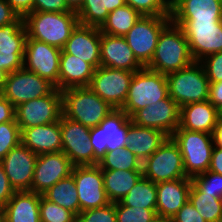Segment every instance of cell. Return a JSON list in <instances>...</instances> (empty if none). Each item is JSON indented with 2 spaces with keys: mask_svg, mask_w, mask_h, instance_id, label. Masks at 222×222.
<instances>
[{
  "mask_svg": "<svg viewBox=\"0 0 222 222\" xmlns=\"http://www.w3.org/2000/svg\"><path fill=\"white\" fill-rule=\"evenodd\" d=\"M193 62L186 35L180 26L171 21L162 30L153 58L146 68L167 75Z\"/></svg>",
  "mask_w": 222,
  "mask_h": 222,
  "instance_id": "1",
  "label": "cell"
},
{
  "mask_svg": "<svg viewBox=\"0 0 222 222\" xmlns=\"http://www.w3.org/2000/svg\"><path fill=\"white\" fill-rule=\"evenodd\" d=\"M27 38L47 43L62 49L72 31L79 24L76 11L36 12L23 18Z\"/></svg>",
  "mask_w": 222,
  "mask_h": 222,
  "instance_id": "2",
  "label": "cell"
},
{
  "mask_svg": "<svg viewBox=\"0 0 222 222\" xmlns=\"http://www.w3.org/2000/svg\"><path fill=\"white\" fill-rule=\"evenodd\" d=\"M61 93L63 115L89 128L98 126L114 110L88 86L65 89Z\"/></svg>",
  "mask_w": 222,
  "mask_h": 222,
  "instance_id": "3",
  "label": "cell"
},
{
  "mask_svg": "<svg viewBox=\"0 0 222 222\" xmlns=\"http://www.w3.org/2000/svg\"><path fill=\"white\" fill-rule=\"evenodd\" d=\"M166 79L168 95L179 107L208 100L210 81L199 61H194L179 71L168 73Z\"/></svg>",
  "mask_w": 222,
  "mask_h": 222,
  "instance_id": "4",
  "label": "cell"
},
{
  "mask_svg": "<svg viewBox=\"0 0 222 222\" xmlns=\"http://www.w3.org/2000/svg\"><path fill=\"white\" fill-rule=\"evenodd\" d=\"M167 96L166 75L144 67L134 72L124 106L121 109L131 117L136 111L157 103Z\"/></svg>",
  "mask_w": 222,
  "mask_h": 222,
  "instance_id": "5",
  "label": "cell"
},
{
  "mask_svg": "<svg viewBox=\"0 0 222 222\" xmlns=\"http://www.w3.org/2000/svg\"><path fill=\"white\" fill-rule=\"evenodd\" d=\"M171 137L180 148L187 177L208 171L214 148L212 134L177 128Z\"/></svg>",
  "mask_w": 222,
  "mask_h": 222,
  "instance_id": "6",
  "label": "cell"
},
{
  "mask_svg": "<svg viewBox=\"0 0 222 222\" xmlns=\"http://www.w3.org/2000/svg\"><path fill=\"white\" fill-rule=\"evenodd\" d=\"M130 125V117L122 109H114L98 126L90 129L94 165H98L106 152L126 147Z\"/></svg>",
  "mask_w": 222,
  "mask_h": 222,
  "instance_id": "7",
  "label": "cell"
},
{
  "mask_svg": "<svg viewBox=\"0 0 222 222\" xmlns=\"http://www.w3.org/2000/svg\"><path fill=\"white\" fill-rule=\"evenodd\" d=\"M142 174L155 184L189 178L185 174L180 148L172 137H167L159 148L142 162Z\"/></svg>",
  "mask_w": 222,
  "mask_h": 222,
  "instance_id": "8",
  "label": "cell"
},
{
  "mask_svg": "<svg viewBox=\"0 0 222 222\" xmlns=\"http://www.w3.org/2000/svg\"><path fill=\"white\" fill-rule=\"evenodd\" d=\"M170 22V16H141L124 35L136 59L144 67L153 58L159 36Z\"/></svg>",
  "mask_w": 222,
  "mask_h": 222,
  "instance_id": "9",
  "label": "cell"
},
{
  "mask_svg": "<svg viewBox=\"0 0 222 222\" xmlns=\"http://www.w3.org/2000/svg\"><path fill=\"white\" fill-rule=\"evenodd\" d=\"M180 26L194 61L222 51V21H172Z\"/></svg>",
  "mask_w": 222,
  "mask_h": 222,
  "instance_id": "10",
  "label": "cell"
},
{
  "mask_svg": "<svg viewBox=\"0 0 222 222\" xmlns=\"http://www.w3.org/2000/svg\"><path fill=\"white\" fill-rule=\"evenodd\" d=\"M62 115V93L57 88L49 95L29 100L15 107V121L20 131L59 121Z\"/></svg>",
  "mask_w": 222,
  "mask_h": 222,
  "instance_id": "11",
  "label": "cell"
},
{
  "mask_svg": "<svg viewBox=\"0 0 222 222\" xmlns=\"http://www.w3.org/2000/svg\"><path fill=\"white\" fill-rule=\"evenodd\" d=\"M56 86L38 74L24 67L8 74L1 93L14 107L51 94Z\"/></svg>",
  "mask_w": 222,
  "mask_h": 222,
  "instance_id": "12",
  "label": "cell"
},
{
  "mask_svg": "<svg viewBox=\"0 0 222 222\" xmlns=\"http://www.w3.org/2000/svg\"><path fill=\"white\" fill-rule=\"evenodd\" d=\"M133 76V71L99 66L88 87L114 109H121Z\"/></svg>",
  "mask_w": 222,
  "mask_h": 222,
  "instance_id": "13",
  "label": "cell"
},
{
  "mask_svg": "<svg viewBox=\"0 0 222 222\" xmlns=\"http://www.w3.org/2000/svg\"><path fill=\"white\" fill-rule=\"evenodd\" d=\"M61 51L58 47L26 38L23 67L49 80L59 90Z\"/></svg>",
  "mask_w": 222,
  "mask_h": 222,
  "instance_id": "14",
  "label": "cell"
},
{
  "mask_svg": "<svg viewBox=\"0 0 222 222\" xmlns=\"http://www.w3.org/2000/svg\"><path fill=\"white\" fill-rule=\"evenodd\" d=\"M62 152L74 166L94 165V149L90 143V129L64 115L60 118Z\"/></svg>",
  "mask_w": 222,
  "mask_h": 222,
  "instance_id": "15",
  "label": "cell"
},
{
  "mask_svg": "<svg viewBox=\"0 0 222 222\" xmlns=\"http://www.w3.org/2000/svg\"><path fill=\"white\" fill-rule=\"evenodd\" d=\"M72 175L76 183L80 212L110 203L104 189L102 169L98 165L74 166Z\"/></svg>",
  "mask_w": 222,
  "mask_h": 222,
  "instance_id": "16",
  "label": "cell"
},
{
  "mask_svg": "<svg viewBox=\"0 0 222 222\" xmlns=\"http://www.w3.org/2000/svg\"><path fill=\"white\" fill-rule=\"evenodd\" d=\"M131 121L142 127L155 128L171 137L180 123V107L168 95L165 99L136 111Z\"/></svg>",
  "mask_w": 222,
  "mask_h": 222,
  "instance_id": "17",
  "label": "cell"
},
{
  "mask_svg": "<svg viewBox=\"0 0 222 222\" xmlns=\"http://www.w3.org/2000/svg\"><path fill=\"white\" fill-rule=\"evenodd\" d=\"M74 165L61 151L37 156L30 191L43 194L54 184L72 174Z\"/></svg>",
  "mask_w": 222,
  "mask_h": 222,
  "instance_id": "18",
  "label": "cell"
},
{
  "mask_svg": "<svg viewBox=\"0 0 222 222\" xmlns=\"http://www.w3.org/2000/svg\"><path fill=\"white\" fill-rule=\"evenodd\" d=\"M27 31L23 17L0 27V68L8 73L23 68Z\"/></svg>",
  "mask_w": 222,
  "mask_h": 222,
  "instance_id": "19",
  "label": "cell"
},
{
  "mask_svg": "<svg viewBox=\"0 0 222 222\" xmlns=\"http://www.w3.org/2000/svg\"><path fill=\"white\" fill-rule=\"evenodd\" d=\"M37 154L20 143L0 161L15 191H30Z\"/></svg>",
  "mask_w": 222,
  "mask_h": 222,
  "instance_id": "20",
  "label": "cell"
},
{
  "mask_svg": "<svg viewBox=\"0 0 222 222\" xmlns=\"http://www.w3.org/2000/svg\"><path fill=\"white\" fill-rule=\"evenodd\" d=\"M101 31L99 27L78 24L62 50L90 63L95 69L100 65Z\"/></svg>",
  "mask_w": 222,
  "mask_h": 222,
  "instance_id": "21",
  "label": "cell"
},
{
  "mask_svg": "<svg viewBox=\"0 0 222 222\" xmlns=\"http://www.w3.org/2000/svg\"><path fill=\"white\" fill-rule=\"evenodd\" d=\"M100 66L136 72L144 66L136 59L124 36L101 33Z\"/></svg>",
  "mask_w": 222,
  "mask_h": 222,
  "instance_id": "22",
  "label": "cell"
},
{
  "mask_svg": "<svg viewBox=\"0 0 222 222\" xmlns=\"http://www.w3.org/2000/svg\"><path fill=\"white\" fill-rule=\"evenodd\" d=\"M191 185V178L157 183L156 214L166 218H173L189 200Z\"/></svg>",
  "mask_w": 222,
  "mask_h": 222,
  "instance_id": "23",
  "label": "cell"
},
{
  "mask_svg": "<svg viewBox=\"0 0 222 222\" xmlns=\"http://www.w3.org/2000/svg\"><path fill=\"white\" fill-rule=\"evenodd\" d=\"M21 143L37 155L62 151L60 120L21 131Z\"/></svg>",
  "mask_w": 222,
  "mask_h": 222,
  "instance_id": "24",
  "label": "cell"
},
{
  "mask_svg": "<svg viewBox=\"0 0 222 222\" xmlns=\"http://www.w3.org/2000/svg\"><path fill=\"white\" fill-rule=\"evenodd\" d=\"M171 21H222V0H178Z\"/></svg>",
  "mask_w": 222,
  "mask_h": 222,
  "instance_id": "25",
  "label": "cell"
},
{
  "mask_svg": "<svg viewBox=\"0 0 222 222\" xmlns=\"http://www.w3.org/2000/svg\"><path fill=\"white\" fill-rule=\"evenodd\" d=\"M220 111L209 100L190 103L180 107V123L178 128L212 134Z\"/></svg>",
  "mask_w": 222,
  "mask_h": 222,
  "instance_id": "26",
  "label": "cell"
},
{
  "mask_svg": "<svg viewBox=\"0 0 222 222\" xmlns=\"http://www.w3.org/2000/svg\"><path fill=\"white\" fill-rule=\"evenodd\" d=\"M95 68L75 55L65 53L60 55L59 90L89 86Z\"/></svg>",
  "mask_w": 222,
  "mask_h": 222,
  "instance_id": "27",
  "label": "cell"
},
{
  "mask_svg": "<svg viewBox=\"0 0 222 222\" xmlns=\"http://www.w3.org/2000/svg\"><path fill=\"white\" fill-rule=\"evenodd\" d=\"M41 196L33 191H15L4 207L5 222H41Z\"/></svg>",
  "mask_w": 222,
  "mask_h": 222,
  "instance_id": "28",
  "label": "cell"
},
{
  "mask_svg": "<svg viewBox=\"0 0 222 222\" xmlns=\"http://www.w3.org/2000/svg\"><path fill=\"white\" fill-rule=\"evenodd\" d=\"M168 136L162 131L136 125L131 121L127 133V145L131 152L143 162L151 156Z\"/></svg>",
  "mask_w": 222,
  "mask_h": 222,
  "instance_id": "29",
  "label": "cell"
},
{
  "mask_svg": "<svg viewBox=\"0 0 222 222\" xmlns=\"http://www.w3.org/2000/svg\"><path fill=\"white\" fill-rule=\"evenodd\" d=\"M105 193L110 202H118L143 176L142 170H102Z\"/></svg>",
  "mask_w": 222,
  "mask_h": 222,
  "instance_id": "30",
  "label": "cell"
},
{
  "mask_svg": "<svg viewBox=\"0 0 222 222\" xmlns=\"http://www.w3.org/2000/svg\"><path fill=\"white\" fill-rule=\"evenodd\" d=\"M42 196L48 201L70 210L76 216L80 213L76 183L72 174L58 181Z\"/></svg>",
  "mask_w": 222,
  "mask_h": 222,
  "instance_id": "31",
  "label": "cell"
},
{
  "mask_svg": "<svg viewBox=\"0 0 222 222\" xmlns=\"http://www.w3.org/2000/svg\"><path fill=\"white\" fill-rule=\"evenodd\" d=\"M142 15L125 4L109 12L106 21L100 27L101 33L113 36H124Z\"/></svg>",
  "mask_w": 222,
  "mask_h": 222,
  "instance_id": "32",
  "label": "cell"
},
{
  "mask_svg": "<svg viewBox=\"0 0 222 222\" xmlns=\"http://www.w3.org/2000/svg\"><path fill=\"white\" fill-rule=\"evenodd\" d=\"M120 202L125 206L156 209V184L142 176Z\"/></svg>",
  "mask_w": 222,
  "mask_h": 222,
  "instance_id": "33",
  "label": "cell"
},
{
  "mask_svg": "<svg viewBox=\"0 0 222 222\" xmlns=\"http://www.w3.org/2000/svg\"><path fill=\"white\" fill-rule=\"evenodd\" d=\"M189 201L206 222H222V199L216 195L202 193L192 183Z\"/></svg>",
  "mask_w": 222,
  "mask_h": 222,
  "instance_id": "34",
  "label": "cell"
},
{
  "mask_svg": "<svg viewBox=\"0 0 222 222\" xmlns=\"http://www.w3.org/2000/svg\"><path fill=\"white\" fill-rule=\"evenodd\" d=\"M98 166L102 170H142V162L128 147L106 152Z\"/></svg>",
  "mask_w": 222,
  "mask_h": 222,
  "instance_id": "35",
  "label": "cell"
},
{
  "mask_svg": "<svg viewBox=\"0 0 222 222\" xmlns=\"http://www.w3.org/2000/svg\"><path fill=\"white\" fill-rule=\"evenodd\" d=\"M105 6L106 0H84L76 11L79 24L100 28L109 14Z\"/></svg>",
  "mask_w": 222,
  "mask_h": 222,
  "instance_id": "36",
  "label": "cell"
},
{
  "mask_svg": "<svg viewBox=\"0 0 222 222\" xmlns=\"http://www.w3.org/2000/svg\"><path fill=\"white\" fill-rule=\"evenodd\" d=\"M41 222H76L77 216L70 210L40 197Z\"/></svg>",
  "mask_w": 222,
  "mask_h": 222,
  "instance_id": "37",
  "label": "cell"
},
{
  "mask_svg": "<svg viewBox=\"0 0 222 222\" xmlns=\"http://www.w3.org/2000/svg\"><path fill=\"white\" fill-rule=\"evenodd\" d=\"M117 222H149L157 214L156 209L125 206L120 201L115 202Z\"/></svg>",
  "mask_w": 222,
  "mask_h": 222,
  "instance_id": "38",
  "label": "cell"
},
{
  "mask_svg": "<svg viewBox=\"0 0 222 222\" xmlns=\"http://www.w3.org/2000/svg\"><path fill=\"white\" fill-rule=\"evenodd\" d=\"M21 143V131L17 122L0 124V161Z\"/></svg>",
  "mask_w": 222,
  "mask_h": 222,
  "instance_id": "39",
  "label": "cell"
},
{
  "mask_svg": "<svg viewBox=\"0 0 222 222\" xmlns=\"http://www.w3.org/2000/svg\"><path fill=\"white\" fill-rule=\"evenodd\" d=\"M192 183L202 192L222 199V175L206 171L191 178Z\"/></svg>",
  "mask_w": 222,
  "mask_h": 222,
  "instance_id": "40",
  "label": "cell"
},
{
  "mask_svg": "<svg viewBox=\"0 0 222 222\" xmlns=\"http://www.w3.org/2000/svg\"><path fill=\"white\" fill-rule=\"evenodd\" d=\"M142 16H170L171 8L164 0H125Z\"/></svg>",
  "mask_w": 222,
  "mask_h": 222,
  "instance_id": "41",
  "label": "cell"
},
{
  "mask_svg": "<svg viewBox=\"0 0 222 222\" xmlns=\"http://www.w3.org/2000/svg\"><path fill=\"white\" fill-rule=\"evenodd\" d=\"M76 222H117L115 212V202L80 212Z\"/></svg>",
  "mask_w": 222,
  "mask_h": 222,
  "instance_id": "42",
  "label": "cell"
},
{
  "mask_svg": "<svg viewBox=\"0 0 222 222\" xmlns=\"http://www.w3.org/2000/svg\"><path fill=\"white\" fill-rule=\"evenodd\" d=\"M210 83L222 82V51L210 54L199 61Z\"/></svg>",
  "mask_w": 222,
  "mask_h": 222,
  "instance_id": "43",
  "label": "cell"
},
{
  "mask_svg": "<svg viewBox=\"0 0 222 222\" xmlns=\"http://www.w3.org/2000/svg\"><path fill=\"white\" fill-rule=\"evenodd\" d=\"M36 12H71L65 0H33Z\"/></svg>",
  "mask_w": 222,
  "mask_h": 222,
  "instance_id": "44",
  "label": "cell"
},
{
  "mask_svg": "<svg viewBox=\"0 0 222 222\" xmlns=\"http://www.w3.org/2000/svg\"><path fill=\"white\" fill-rule=\"evenodd\" d=\"M174 222H206L188 200L173 217Z\"/></svg>",
  "mask_w": 222,
  "mask_h": 222,
  "instance_id": "45",
  "label": "cell"
},
{
  "mask_svg": "<svg viewBox=\"0 0 222 222\" xmlns=\"http://www.w3.org/2000/svg\"><path fill=\"white\" fill-rule=\"evenodd\" d=\"M15 190L11 187L3 165L0 163V208H4Z\"/></svg>",
  "mask_w": 222,
  "mask_h": 222,
  "instance_id": "46",
  "label": "cell"
},
{
  "mask_svg": "<svg viewBox=\"0 0 222 222\" xmlns=\"http://www.w3.org/2000/svg\"><path fill=\"white\" fill-rule=\"evenodd\" d=\"M18 18L19 15L6 2V0H0V27L11 24Z\"/></svg>",
  "mask_w": 222,
  "mask_h": 222,
  "instance_id": "47",
  "label": "cell"
},
{
  "mask_svg": "<svg viewBox=\"0 0 222 222\" xmlns=\"http://www.w3.org/2000/svg\"><path fill=\"white\" fill-rule=\"evenodd\" d=\"M15 121V107L0 94V124Z\"/></svg>",
  "mask_w": 222,
  "mask_h": 222,
  "instance_id": "48",
  "label": "cell"
},
{
  "mask_svg": "<svg viewBox=\"0 0 222 222\" xmlns=\"http://www.w3.org/2000/svg\"><path fill=\"white\" fill-rule=\"evenodd\" d=\"M208 100L219 111L222 110V82L210 83Z\"/></svg>",
  "mask_w": 222,
  "mask_h": 222,
  "instance_id": "49",
  "label": "cell"
},
{
  "mask_svg": "<svg viewBox=\"0 0 222 222\" xmlns=\"http://www.w3.org/2000/svg\"><path fill=\"white\" fill-rule=\"evenodd\" d=\"M19 17H25L33 12V0H6Z\"/></svg>",
  "mask_w": 222,
  "mask_h": 222,
  "instance_id": "50",
  "label": "cell"
},
{
  "mask_svg": "<svg viewBox=\"0 0 222 222\" xmlns=\"http://www.w3.org/2000/svg\"><path fill=\"white\" fill-rule=\"evenodd\" d=\"M208 170L222 175V148H213Z\"/></svg>",
  "mask_w": 222,
  "mask_h": 222,
  "instance_id": "51",
  "label": "cell"
},
{
  "mask_svg": "<svg viewBox=\"0 0 222 222\" xmlns=\"http://www.w3.org/2000/svg\"><path fill=\"white\" fill-rule=\"evenodd\" d=\"M214 147L222 148V117L220 116L212 133Z\"/></svg>",
  "mask_w": 222,
  "mask_h": 222,
  "instance_id": "52",
  "label": "cell"
},
{
  "mask_svg": "<svg viewBox=\"0 0 222 222\" xmlns=\"http://www.w3.org/2000/svg\"><path fill=\"white\" fill-rule=\"evenodd\" d=\"M126 4L125 0H106V9L111 12L118 7H122Z\"/></svg>",
  "mask_w": 222,
  "mask_h": 222,
  "instance_id": "53",
  "label": "cell"
},
{
  "mask_svg": "<svg viewBox=\"0 0 222 222\" xmlns=\"http://www.w3.org/2000/svg\"><path fill=\"white\" fill-rule=\"evenodd\" d=\"M83 1L84 0H65L68 7L73 11H77L81 7Z\"/></svg>",
  "mask_w": 222,
  "mask_h": 222,
  "instance_id": "54",
  "label": "cell"
},
{
  "mask_svg": "<svg viewBox=\"0 0 222 222\" xmlns=\"http://www.w3.org/2000/svg\"><path fill=\"white\" fill-rule=\"evenodd\" d=\"M8 72L0 68V94L3 92L7 77H8Z\"/></svg>",
  "mask_w": 222,
  "mask_h": 222,
  "instance_id": "55",
  "label": "cell"
},
{
  "mask_svg": "<svg viewBox=\"0 0 222 222\" xmlns=\"http://www.w3.org/2000/svg\"><path fill=\"white\" fill-rule=\"evenodd\" d=\"M149 222H174L173 221V218H166V217H163V216H159V215H156L151 221Z\"/></svg>",
  "mask_w": 222,
  "mask_h": 222,
  "instance_id": "56",
  "label": "cell"
},
{
  "mask_svg": "<svg viewBox=\"0 0 222 222\" xmlns=\"http://www.w3.org/2000/svg\"><path fill=\"white\" fill-rule=\"evenodd\" d=\"M0 222H5L4 208H0Z\"/></svg>",
  "mask_w": 222,
  "mask_h": 222,
  "instance_id": "57",
  "label": "cell"
},
{
  "mask_svg": "<svg viewBox=\"0 0 222 222\" xmlns=\"http://www.w3.org/2000/svg\"><path fill=\"white\" fill-rule=\"evenodd\" d=\"M165 3L172 8V6L178 1V0H164Z\"/></svg>",
  "mask_w": 222,
  "mask_h": 222,
  "instance_id": "58",
  "label": "cell"
}]
</instances>
